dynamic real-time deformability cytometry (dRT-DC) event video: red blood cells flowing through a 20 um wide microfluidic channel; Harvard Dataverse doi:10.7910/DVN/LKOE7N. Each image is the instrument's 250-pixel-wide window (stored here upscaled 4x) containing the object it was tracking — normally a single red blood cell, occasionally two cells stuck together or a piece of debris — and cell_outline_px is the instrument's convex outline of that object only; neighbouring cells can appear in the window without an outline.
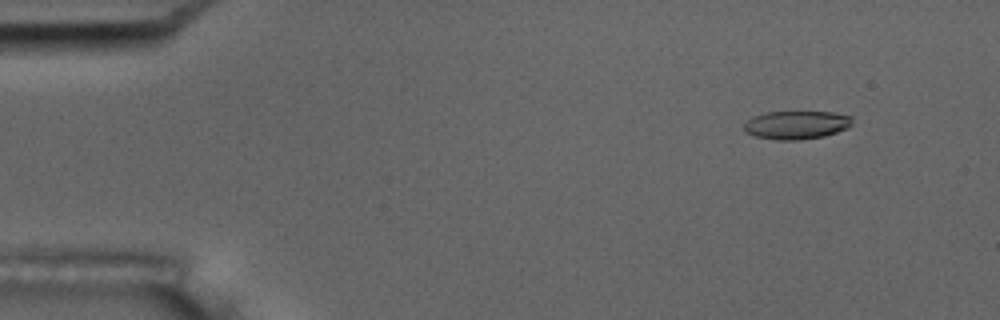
{"species": "common noctule bat (a hibernating species)", "species_latin": "Nyctalus noctula", "temperature_condition": "room temperature", "stored_images_in_passage": 4, "camera_frame_rate_fps": 3000, "um_per_image_px": 0.085, "animal": {"sex": "male", "body_mass_g": 17.5, "forearm_length_mm": 52.3}, "frame": {"image": 1, "passage_image": 1, "time_ms": 0.0, "image_size_px": [1000, 320], "cell_outline_px": [[852, 124], [848, 128], [824, 136], [800, 140], [776, 140], [756, 136], [744, 132], [744, 124], [752, 116], [764, 112], [832, 112], [852, 116]], "centroid_in_image_um": [67.69, 10.62], "position_along_channel_um": 17.3, "area_um2": 17.98}}